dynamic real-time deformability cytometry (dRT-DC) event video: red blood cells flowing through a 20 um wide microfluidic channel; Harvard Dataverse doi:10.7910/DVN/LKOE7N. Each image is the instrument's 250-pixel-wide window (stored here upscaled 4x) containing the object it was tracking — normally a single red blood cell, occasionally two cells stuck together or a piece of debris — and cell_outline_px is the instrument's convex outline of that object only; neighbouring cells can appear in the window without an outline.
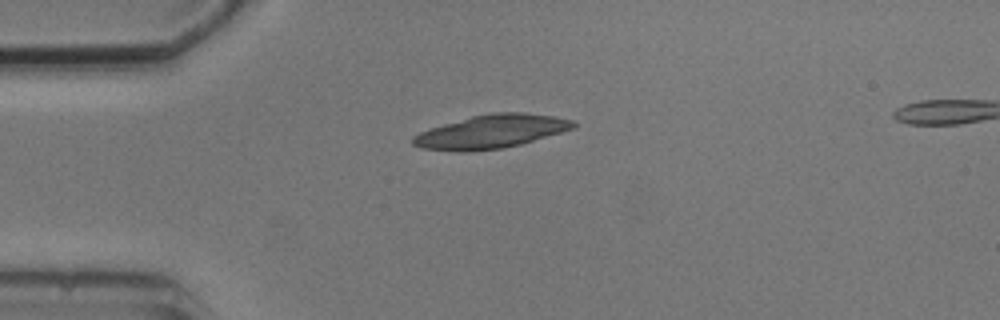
{"species": "common noctule bat (a hibernating species)", "species_latin": "Nyctalus noctula", "temperature_condition": "cold", "stored_images_in_passage": 3, "camera_frame_rate_fps": 3000, "um_per_image_px": 0.085, "animal": {"sex": "male", "body_mass_g": 20.5, "forearm_length_mm": 52.5}, "frame": {"image": 1, "passage_image": 1, "time_ms": 0.0, "image_size_px": [1000, 320], "cell_outline_px": [[576, 124], [572, 128], [560, 132], [520, 144], [504, 148], [468, 152], [456, 152], [420, 148], [412, 144], [412, 136], [420, 132], [444, 124], [472, 116], [492, 112], [524, 112], [552, 116], [572, 120]], "centroid_in_image_um": [41.69, 11.2], "position_along_channel_um": 43.3, "area_um2": 31.1}}